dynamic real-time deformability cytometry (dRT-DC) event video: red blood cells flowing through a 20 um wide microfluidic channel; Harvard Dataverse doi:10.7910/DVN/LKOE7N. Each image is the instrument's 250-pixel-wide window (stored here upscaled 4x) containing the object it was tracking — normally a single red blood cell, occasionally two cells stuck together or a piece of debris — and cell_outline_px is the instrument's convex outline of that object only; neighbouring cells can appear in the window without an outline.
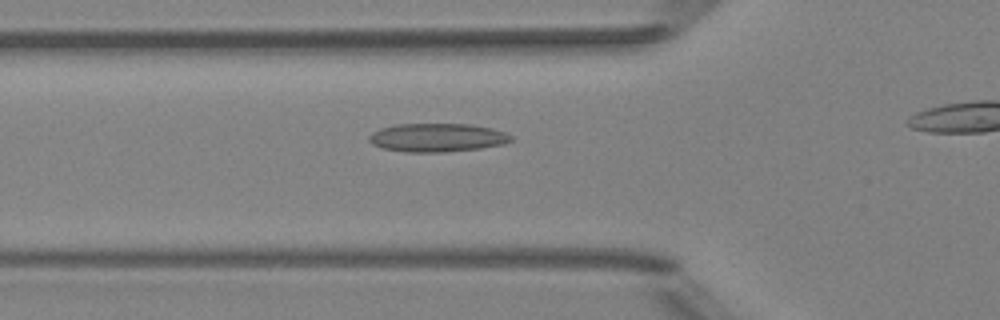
{"species": "Egyptian fruit bat (a non-hibernating species)", "species_latin": "Rousettus aegyptiacus", "temperature_condition": "room temperature", "stored_images_in_passage": 32, "camera_frame_rate_fps": 3000, "um_per_image_px": 0.085, "animal": {"sex": "female"}, "frame": {"image": 1, "passage_image": 8, "time_ms": 2.333, "image_size_px": [1000, 320], "cell_outline_px": [[512, 140], [504, 144], [480, 148], [444, 152], [404, 152], [380, 148], [372, 144], [368, 140], [368, 136], [372, 132], [380, 128], [396, 124], [468, 124], [492, 128], [504, 132], [512, 136]], "centroid_in_image_um": [37.12, 11.7], "position_along_channel_um": 88.7, "area_um2": 23.7}}
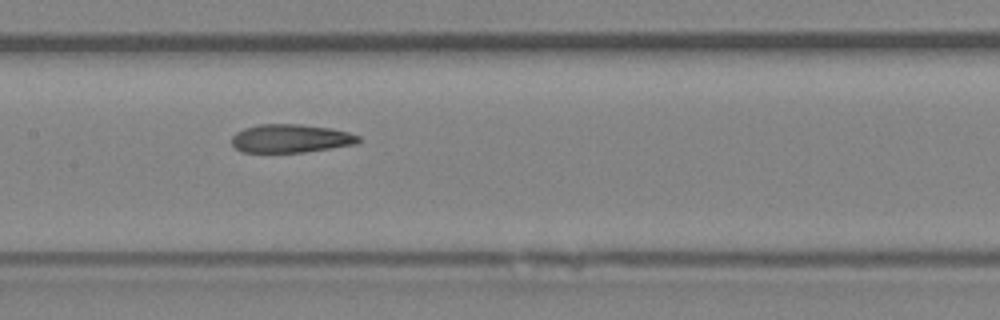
{"frame": {"image": 2, "passage_image": 15, "time_ms": 4.667, "image_size_px": [1000, 320], "cell_outline_px": [[360, 140], [356, 144], [304, 152], [240, 152], [232, 144], [232, 136], [236, 132], [244, 128], [260, 124], [300, 124], [332, 128], [348, 132], [360, 136]], "centroid_in_image_um": [24.7, 11.76], "position_along_channel_um": 182.7, "area_um2": 20.98}}
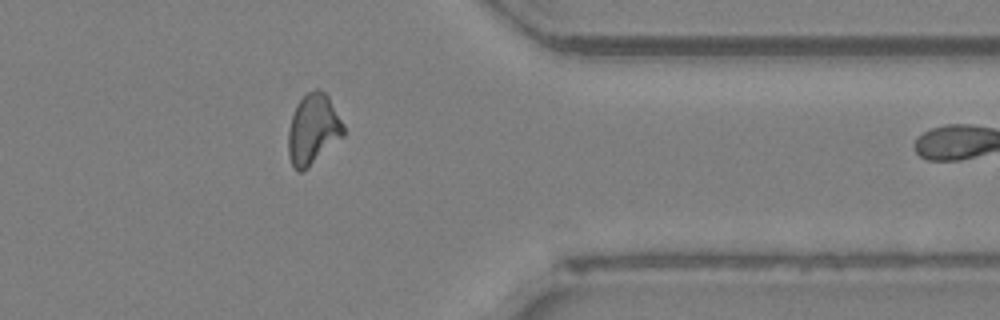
{"frame": {"image": 3, "passage_image": 31, "time_ms": 10.0, "image_size_px": [1000, 320], "cell_outline_px": [[344, 136], [300, 172], [292, 164], [288, 156], [288, 132], [292, 116], [296, 104], [308, 92], [316, 88], [320, 88], [328, 96], [344, 124]], "centroid_in_image_um": [26.61, 10.94], "position_along_channel_um": 384.8, "area_um2": 22.25}}